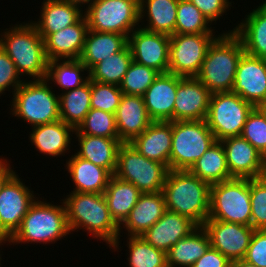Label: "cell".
Returning a JSON list of instances; mask_svg holds the SVG:
<instances>
[{
  "instance_id": "52a82bcc",
  "label": "cell",
  "mask_w": 266,
  "mask_h": 267,
  "mask_svg": "<svg viewBox=\"0 0 266 267\" xmlns=\"http://www.w3.org/2000/svg\"><path fill=\"white\" fill-rule=\"evenodd\" d=\"M215 142L205 120L172 121L170 170H189Z\"/></svg>"
},
{
  "instance_id": "7c38bea8",
  "label": "cell",
  "mask_w": 266,
  "mask_h": 267,
  "mask_svg": "<svg viewBox=\"0 0 266 267\" xmlns=\"http://www.w3.org/2000/svg\"><path fill=\"white\" fill-rule=\"evenodd\" d=\"M216 38L213 33L171 35L169 73L181 77H196L208 48Z\"/></svg>"
},
{
  "instance_id": "f5cc1de1",
  "label": "cell",
  "mask_w": 266,
  "mask_h": 267,
  "mask_svg": "<svg viewBox=\"0 0 266 267\" xmlns=\"http://www.w3.org/2000/svg\"><path fill=\"white\" fill-rule=\"evenodd\" d=\"M255 109L258 111V113L265 119L266 121V100L263 102L258 103L255 106Z\"/></svg>"
},
{
  "instance_id": "5b68a950",
  "label": "cell",
  "mask_w": 266,
  "mask_h": 267,
  "mask_svg": "<svg viewBox=\"0 0 266 267\" xmlns=\"http://www.w3.org/2000/svg\"><path fill=\"white\" fill-rule=\"evenodd\" d=\"M71 233L64 202L62 205L35 200L24 216L21 226L10 238L11 244L55 243Z\"/></svg>"
},
{
  "instance_id": "f546056e",
  "label": "cell",
  "mask_w": 266,
  "mask_h": 267,
  "mask_svg": "<svg viewBox=\"0 0 266 267\" xmlns=\"http://www.w3.org/2000/svg\"><path fill=\"white\" fill-rule=\"evenodd\" d=\"M127 44L128 38L125 35L88 29L79 60L90 70L100 61L121 51Z\"/></svg>"
},
{
  "instance_id": "681fc988",
  "label": "cell",
  "mask_w": 266,
  "mask_h": 267,
  "mask_svg": "<svg viewBox=\"0 0 266 267\" xmlns=\"http://www.w3.org/2000/svg\"><path fill=\"white\" fill-rule=\"evenodd\" d=\"M7 162V159L0 162V192L5 183L16 173Z\"/></svg>"
},
{
  "instance_id": "7dc6e473",
  "label": "cell",
  "mask_w": 266,
  "mask_h": 267,
  "mask_svg": "<svg viewBox=\"0 0 266 267\" xmlns=\"http://www.w3.org/2000/svg\"><path fill=\"white\" fill-rule=\"evenodd\" d=\"M192 2L208 19L210 25L216 22L226 10L231 6L232 2L228 0H189Z\"/></svg>"
},
{
  "instance_id": "9a60e30c",
  "label": "cell",
  "mask_w": 266,
  "mask_h": 267,
  "mask_svg": "<svg viewBox=\"0 0 266 267\" xmlns=\"http://www.w3.org/2000/svg\"><path fill=\"white\" fill-rule=\"evenodd\" d=\"M202 226L212 248L220 251L231 262L244 259L255 229L215 219H207Z\"/></svg>"
},
{
  "instance_id": "7a4b0ae2",
  "label": "cell",
  "mask_w": 266,
  "mask_h": 267,
  "mask_svg": "<svg viewBox=\"0 0 266 267\" xmlns=\"http://www.w3.org/2000/svg\"><path fill=\"white\" fill-rule=\"evenodd\" d=\"M210 186L188 170H169L162 191L166 210L202 226L209 216Z\"/></svg>"
},
{
  "instance_id": "11a10c76",
  "label": "cell",
  "mask_w": 266,
  "mask_h": 267,
  "mask_svg": "<svg viewBox=\"0 0 266 267\" xmlns=\"http://www.w3.org/2000/svg\"><path fill=\"white\" fill-rule=\"evenodd\" d=\"M7 242L11 243L10 237L0 234V246L3 245V243H7ZM1 259L2 258L0 257V261H1ZM0 265H1V263H0Z\"/></svg>"
},
{
  "instance_id": "4fadbf2b",
  "label": "cell",
  "mask_w": 266,
  "mask_h": 267,
  "mask_svg": "<svg viewBox=\"0 0 266 267\" xmlns=\"http://www.w3.org/2000/svg\"><path fill=\"white\" fill-rule=\"evenodd\" d=\"M16 173L0 192V234L12 237L21 226L29 207L36 200Z\"/></svg>"
},
{
  "instance_id": "ba28073f",
  "label": "cell",
  "mask_w": 266,
  "mask_h": 267,
  "mask_svg": "<svg viewBox=\"0 0 266 267\" xmlns=\"http://www.w3.org/2000/svg\"><path fill=\"white\" fill-rule=\"evenodd\" d=\"M208 219L251 226L250 179L212 184Z\"/></svg>"
},
{
  "instance_id": "4316f807",
  "label": "cell",
  "mask_w": 266,
  "mask_h": 267,
  "mask_svg": "<svg viewBox=\"0 0 266 267\" xmlns=\"http://www.w3.org/2000/svg\"><path fill=\"white\" fill-rule=\"evenodd\" d=\"M229 31L241 39L245 53L266 59V0Z\"/></svg>"
},
{
  "instance_id": "8d00e7d4",
  "label": "cell",
  "mask_w": 266,
  "mask_h": 267,
  "mask_svg": "<svg viewBox=\"0 0 266 267\" xmlns=\"http://www.w3.org/2000/svg\"><path fill=\"white\" fill-rule=\"evenodd\" d=\"M132 61L131 50L127 44L121 51L94 65L89 70V79L119 86Z\"/></svg>"
},
{
  "instance_id": "30bf717a",
  "label": "cell",
  "mask_w": 266,
  "mask_h": 267,
  "mask_svg": "<svg viewBox=\"0 0 266 267\" xmlns=\"http://www.w3.org/2000/svg\"><path fill=\"white\" fill-rule=\"evenodd\" d=\"M139 5V0H93L84 12L88 29L118 33L128 38L141 26Z\"/></svg>"
},
{
  "instance_id": "3957f363",
  "label": "cell",
  "mask_w": 266,
  "mask_h": 267,
  "mask_svg": "<svg viewBox=\"0 0 266 267\" xmlns=\"http://www.w3.org/2000/svg\"><path fill=\"white\" fill-rule=\"evenodd\" d=\"M243 53L242 41L234 32L218 35L208 48L196 78L211 94L232 92L237 65Z\"/></svg>"
},
{
  "instance_id": "ee69618b",
  "label": "cell",
  "mask_w": 266,
  "mask_h": 267,
  "mask_svg": "<svg viewBox=\"0 0 266 267\" xmlns=\"http://www.w3.org/2000/svg\"><path fill=\"white\" fill-rule=\"evenodd\" d=\"M241 136L261 155L266 153V121L255 108L248 115Z\"/></svg>"
},
{
  "instance_id": "cb8c5ba5",
  "label": "cell",
  "mask_w": 266,
  "mask_h": 267,
  "mask_svg": "<svg viewBox=\"0 0 266 267\" xmlns=\"http://www.w3.org/2000/svg\"><path fill=\"white\" fill-rule=\"evenodd\" d=\"M165 211L163 192L142 193L121 225L127 230L128 236H141L163 216Z\"/></svg>"
},
{
  "instance_id": "f6af8a7d",
  "label": "cell",
  "mask_w": 266,
  "mask_h": 267,
  "mask_svg": "<svg viewBox=\"0 0 266 267\" xmlns=\"http://www.w3.org/2000/svg\"><path fill=\"white\" fill-rule=\"evenodd\" d=\"M14 62L10 59L7 53L0 47V94H3L6 89L12 86V94L24 82L19 76ZM14 90V91H13Z\"/></svg>"
},
{
  "instance_id": "9c48e42d",
  "label": "cell",
  "mask_w": 266,
  "mask_h": 267,
  "mask_svg": "<svg viewBox=\"0 0 266 267\" xmlns=\"http://www.w3.org/2000/svg\"><path fill=\"white\" fill-rule=\"evenodd\" d=\"M168 171L164 164L147 159L130 143L120 145L114 175L134 184L142 193L162 192Z\"/></svg>"
},
{
  "instance_id": "836d02e7",
  "label": "cell",
  "mask_w": 266,
  "mask_h": 267,
  "mask_svg": "<svg viewBox=\"0 0 266 267\" xmlns=\"http://www.w3.org/2000/svg\"><path fill=\"white\" fill-rule=\"evenodd\" d=\"M188 171L210 185L232 179L221 141H216Z\"/></svg>"
},
{
  "instance_id": "83f0119b",
  "label": "cell",
  "mask_w": 266,
  "mask_h": 267,
  "mask_svg": "<svg viewBox=\"0 0 266 267\" xmlns=\"http://www.w3.org/2000/svg\"><path fill=\"white\" fill-rule=\"evenodd\" d=\"M31 128L30 142L39 152L52 157L61 156L69 150L71 136L75 131L71 125L65 124L62 120Z\"/></svg>"
},
{
  "instance_id": "e575fe53",
  "label": "cell",
  "mask_w": 266,
  "mask_h": 267,
  "mask_svg": "<svg viewBox=\"0 0 266 267\" xmlns=\"http://www.w3.org/2000/svg\"><path fill=\"white\" fill-rule=\"evenodd\" d=\"M60 94V120L76 129L91 109V80Z\"/></svg>"
},
{
  "instance_id": "7402d4cb",
  "label": "cell",
  "mask_w": 266,
  "mask_h": 267,
  "mask_svg": "<svg viewBox=\"0 0 266 267\" xmlns=\"http://www.w3.org/2000/svg\"><path fill=\"white\" fill-rule=\"evenodd\" d=\"M119 140L130 143L153 122L148 116L142 96L123 94L115 113Z\"/></svg>"
},
{
  "instance_id": "bcb514c9",
  "label": "cell",
  "mask_w": 266,
  "mask_h": 267,
  "mask_svg": "<svg viewBox=\"0 0 266 267\" xmlns=\"http://www.w3.org/2000/svg\"><path fill=\"white\" fill-rule=\"evenodd\" d=\"M244 260L257 267H266V229L254 231Z\"/></svg>"
},
{
  "instance_id": "d4e9b609",
  "label": "cell",
  "mask_w": 266,
  "mask_h": 267,
  "mask_svg": "<svg viewBox=\"0 0 266 267\" xmlns=\"http://www.w3.org/2000/svg\"><path fill=\"white\" fill-rule=\"evenodd\" d=\"M42 4L39 21L31 23L43 40L49 34L75 24L84 14L81 7L64 0H44Z\"/></svg>"
},
{
  "instance_id": "f907efd6",
  "label": "cell",
  "mask_w": 266,
  "mask_h": 267,
  "mask_svg": "<svg viewBox=\"0 0 266 267\" xmlns=\"http://www.w3.org/2000/svg\"><path fill=\"white\" fill-rule=\"evenodd\" d=\"M258 179L266 181V153L261 155V168Z\"/></svg>"
},
{
  "instance_id": "ab89813d",
  "label": "cell",
  "mask_w": 266,
  "mask_h": 267,
  "mask_svg": "<svg viewBox=\"0 0 266 267\" xmlns=\"http://www.w3.org/2000/svg\"><path fill=\"white\" fill-rule=\"evenodd\" d=\"M73 134L119 138L115 114L98 109H90Z\"/></svg>"
},
{
  "instance_id": "5bb4252c",
  "label": "cell",
  "mask_w": 266,
  "mask_h": 267,
  "mask_svg": "<svg viewBox=\"0 0 266 267\" xmlns=\"http://www.w3.org/2000/svg\"><path fill=\"white\" fill-rule=\"evenodd\" d=\"M169 45V35L150 32L141 27L128 36L133 61L152 68L159 74L169 72Z\"/></svg>"
},
{
  "instance_id": "6da1fadb",
  "label": "cell",
  "mask_w": 266,
  "mask_h": 267,
  "mask_svg": "<svg viewBox=\"0 0 266 267\" xmlns=\"http://www.w3.org/2000/svg\"><path fill=\"white\" fill-rule=\"evenodd\" d=\"M68 196V197H67ZM64 200L70 231L85 229L117 249L122 228L111 217L105 197L99 193L70 192Z\"/></svg>"
},
{
  "instance_id": "d590c367",
  "label": "cell",
  "mask_w": 266,
  "mask_h": 267,
  "mask_svg": "<svg viewBox=\"0 0 266 267\" xmlns=\"http://www.w3.org/2000/svg\"><path fill=\"white\" fill-rule=\"evenodd\" d=\"M62 61V62H61ZM89 70L79 59H64L48 61L46 80L55 82L61 87L62 93L78 88L89 80V75L85 78L82 72Z\"/></svg>"
},
{
  "instance_id": "603a6c76",
  "label": "cell",
  "mask_w": 266,
  "mask_h": 267,
  "mask_svg": "<svg viewBox=\"0 0 266 267\" xmlns=\"http://www.w3.org/2000/svg\"><path fill=\"white\" fill-rule=\"evenodd\" d=\"M130 144L147 159L164 164L170 170L172 145V121H153L147 129Z\"/></svg>"
},
{
  "instance_id": "ac0fdd59",
  "label": "cell",
  "mask_w": 266,
  "mask_h": 267,
  "mask_svg": "<svg viewBox=\"0 0 266 267\" xmlns=\"http://www.w3.org/2000/svg\"><path fill=\"white\" fill-rule=\"evenodd\" d=\"M178 75L159 74L142 95L148 116L155 122L173 121Z\"/></svg>"
},
{
  "instance_id": "2e32d148",
  "label": "cell",
  "mask_w": 266,
  "mask_h": 267,
  "mask_svg": "<svg viewBox=\"0 0 266 267\" xmlns=\"http://www.w3.org/2000/svg\"><path fill=\"white\" fill-rule=\"evenodd\" d=\"M232 92L254 107L266 100V59L243 53L236 70Z\"/></svg>"
},
{
  "instance_id": "7bdbcfd3",
  "label": "cell",
  "mask_w": 266,
  "mask_h": 267,
  "mask_svg": "<svg viewBox=\"0 0 266 267\" xmlns=\"http://www.w3.org/2000/svg\"><path fill=\"white\" fill-rule=\"evenodd\" d=\"M251 227L266 229V183L258 178L250 179Z\"/></svg>"
},
{
  "instance_id": "484cf974",
  "label": "cell",
  "mask_w": 266,
  "mask_h": 267,
  "mask_svg": "<svg viewBox=\"0 0 266 267\" xmlns=\"http://www.w3.org/2000/svg\"><path fill=\"white\" fill-rule=\"evenodd\" d=\"M66 167L76 185L72 192L102 194L113 176L107 169L79 157L76 153L66 162Z\"/></svg>"
},
{
  "instance_id": "d6a6232c",
  "label": "cell",
  "mask_w": 266,
  "mask_h": 267,
  "mask_svg": "<svg viewBox=\"0 0 266 267\" xmlns=\"http://www.w3.org/2000/svg\"><path fill=\"white\" fill-rule=\"evenodd\" d=\"M209 247L210 241L206 230L203 226H198L166 252L167 266L191 267Z\"/></svg>"
},
{
  "instance_id": "db71d44e",
  "label": "cell",
  "mask_w": 266,
  "mask_h": 267,
  "mask_svg": "<svg viewBox=\"0 0 266 267\" xmlns=\"http://www.w3.org/2000/svg\"><path fill=\"white\" fill-rule=\"evenodd\" d=\"M64 1H67L68 3H71L79 7L80 6L82 7L83 4H88L89 6L93 2V0H64Z\"/></svg>"
},
{
  "instance_id": "d6986e66",
  "label": "cell",
  "mask_w": 266,
  "mask_h": 267,
  "mask_svg": "<svg viewBox=\"0 0 266 267\" xmlns=\"http://www.w3.org/2000/svg\"><path fill=\"white\" fill-rule=\"evenodd\" d=\"M226 153V163L231 178H258L261 168V154L242 136L221 140Z\"/></svg>"
},
{
  "instance_id": "1f68e13d",
  "label": "cell",
  "mask_w": 266,
  "mask_h": 267,
  "mask_svg": "<svg viewBox=\"0 0 266 267\" xmlns=\"http://www.w3.org/2000/svg\"><path fill=\"white\" fill-rule=\"evenodd\" d=\"M178 2L179 0H139L140 22L144 16L148 19V25L141 28L150 32L173 35Z\"/></svg>"
},
{
  "instance_id": "60d3db41",
  "label": "cell",
  "mask_w": 266,
  "mask_h": 267,
  "mask_svg": "<svg viewBox=\"0 0 266 267\" xmlns=\"http://www.w3.org/2000/svg\"><path fill=\"white\" fill-rule=\"evenodd\" d=\"M158 75L156 70L132 61L119 85L120 90L126 95L142 96Z\"/></svg>"
},
{
  "instance_id": "8992f818",
  "label": "cell",
  "mask_w": 266,
  "mask_h": 267,
  "mask_svg": "<svg viewBox=\"0 0 266 267\" xmlns=\"http://www.w3.org/2000/svg\"><path fill=\"white\" fill-rule=\"evenodd\" d=\"M47 82L46 79L29 82L25 79L13 94L12 115L21 117L32 127L60 120L59 94L55 95Z\"/></svg>"
},
{
  "instance_id": "f1b7e54d",
  "label": "cell",
  "mask_w": 266,
  "mask_h": 267,
  "mask_svg": "<svg viewBox=\"0 0 266 267\" xmlns=\"http://www.w3.org/2000/svg\"><path fill=\"white\" fill-rule=\"evenodd\" d=\"M78 139L77 155L97 166L107 169L112 175L117 168L118 150L122 142L119 138H105L84 134H75Z\"/></svg>"
},
{
  "instance_id": "74e56055",
  "label": "cell",
  "mask_w": 266,
  "mask_h": 267,
  "mask_svg": "<svg viewBox=\"0 0 266 267\" xmlns=\"http://www.w3.org/2000/svg\"><path fill=\"white\" fill-rule=\"evenodd\" d=\"M129 267H168L166 252L155 248L141 236H128Z\"/></svg>"
},
{
  "instance_id": "ffe728a7",
  "label": "cell",
  "mask_w": 266,
  "mask_h": 267,
  "mask_svg": "<svg viewBox=\"0 0 266 267\" xmlns=\"http://www.w3.org/2000/svg\"><path fill=\"white\" fill-rule=\"evenodd\" d=\"M88 31V23L83 15L75 24L49 34L44 39L45 53L48 61L79 59Z\"/></svg>"
},
{
  "instance_id": "e0dca14e",
  "label": "cell",
  "mask_w": 266,
  "mask_h": 267,
  "mask_svg": "<svg viewBox=\"0 0 266 267\" xmlns=\"http://www.w3.org/2000/svg\"><path fill=\"white\" fill-rule=\"evenodd\" d=\"M210 91L196 77L178 76L173 121L205 120Z\"/></svg>"
},
{
  "instance_id": "277c9868",
  "label": "cell",
  "mask_w": 266,
  "mask_h": 267,
  "mask_svg": "<svg viewBox=\"0 0 266 267\" xmlns=\"http://www.w3.org/2000/svg\"><path fill=\"white\" fill-rule=\"evenodd\" d=\"M9 29L0 34V47L14 62L17 72L20 76L26 74L33 79H45L48 59L44 40L35 26L24 22Z\"/></svg>"
},
{
  "instance_id": "b9f144b4",
  "label": "cell",
  "mask_w": 266,
  "mask_h": 267,
  "mask_svg": "<svg viewBox=\"0 0 266 267\" xmlns=\"http://www.w3.org/2000/svg\"><path fill=\"white\" fill-rule=\"evenodd\" d=\"M122 95L118 85L91 81V109L115 114Z\"/></svg>"
},
{
  "instance_id": "44dd1931",
  "label": "cell",
  "mask_w": 266,
  "mask_h": 267,
  "mask_svg": "<svg viewBox=\"0 0 266 267\" xmlns=\"http://www.w3.org/2000/svg\"><path fill=\"white\" fill-rule=\"evenodd\" d=\"M197 227L188 217L166 210L141 237L155 248L167 252L178 240L188 236Z\"/></svg>"
},
{
  "instance_id": "8fae6325",
  "label": "cell",
  "mask_w": 266,
  "mask_h": 267,
  "mask_svg": "<svg viewBox=\"0 0 266 267\" xmlns=\"http://www.w3.org/2000/svg\"><path fill=\"white\" fill-rule=\"evenodd\" d=\"M254 108L236 93H214L210 96L205 121L216 141L241 136L247 117Z\"/></svg>"
},
{
  "instance_id": "c3c4849f",
  "label": "cell",
  "mask_w": 266,
  "mask_h": 267,
  "mask_svg": "<svg viewBox=\"0 0 266 267\" xmlns=\"http://www.w3.org/2000/svg\"><path fill=\"white\" fill-rule=\"evenodd\" d=\"M230 264V260L210 246L191 267H230Z\"/></svg>"
},
{
  "instance_id": "f35d334b",
  "label": "cell",
  "mask_w": 266,
  "mask_h": 267,
  "mask_svg": "<svg viewBox=\"0 0 266 267\" xmlns=\"http://www.w3.org/2000/svg\"><path fill=\"white\" fill-rule=\"evenodd\" d=\"M210 22L189 0H179L174 34L214 33ZM210 26V27H209Z\"/></svg>"
},
{
  "instance_id": "4dcf8cb0",
  "label": "cell",
  "mask_w": 266,
  "mask_h": 267,
  "mask_svg": "<svg viewBox=\"0 0 266 267\" xmlns=\"http://www.w3.org/2000/svg\"><path fill=\"white\" fill-rule=\"evenodd\" d=\"M141 194L142 192L134 184L120 180L115 175L110 178L103 195L111 217L120 227Z\"/></svg>"
},
{
  "instance_id": "816d5d0a",
  "label": "cell",
  "mask_w": 266,
  "mask_h": 267,
  "mask_svg": "<svg viewBox=\"0 0 266 267\" xmlns=\"http://www.w3.org/2000/svg\"><path fill=\"white\" fill-rule=\"evenodd\" d=\"M230 267H257L254 264L247 262L244 259L234 260L231 262Z\"/></svg>"
}]
</instances>
